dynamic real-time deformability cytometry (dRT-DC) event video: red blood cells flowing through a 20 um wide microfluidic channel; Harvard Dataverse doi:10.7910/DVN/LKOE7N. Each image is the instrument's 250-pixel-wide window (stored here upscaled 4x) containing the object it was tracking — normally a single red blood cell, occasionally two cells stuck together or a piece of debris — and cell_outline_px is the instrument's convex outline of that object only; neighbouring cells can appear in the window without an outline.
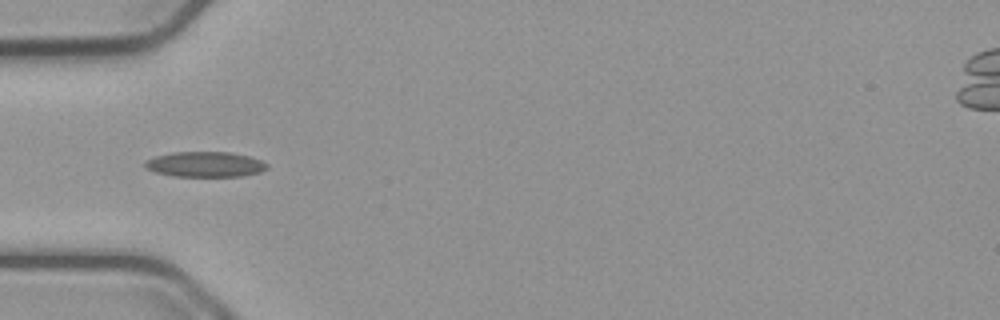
{"species": "common noctule bat (a hibernating species)", "species_latin": "Nyctalus noctula", "temperature_condition": "cold", "stored_images_in_passage": 11, "camera_frame_rate_fps": 3000, "um_per_image_px": 0.085, "animal": {"sex": "male", "body_mass_g": 23.1, "forearm_length_mm": 52.7}, "frame": {"image": 1, "passage_image": 4, "time_ms": 1.0, "image_size_px": [1000, 320], "cell_outline_px": [[268, 168], [260, 172], [244, 176], [172, 176], [156, 172], [144, 168], [144, 160], [156, 156], [172, 152], [232, 152], [248, 156], [260, 160], [268, 164]], "centroid_in_image_um": [17.42, 13.97], "position_along_channel_um": 67.6, "area_um2": 18.09}}
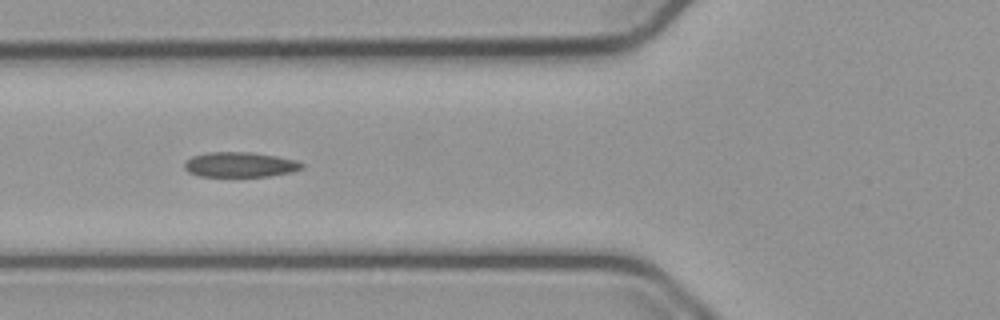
{"frame": {"image": 2, "passage_image": 7, "time_ms": 2.0, "image_size_px": [1000, 320], "cell_outline_px": [[304, 168], [292, 172], [268, 176], [200, 176], [188, 172], [184, 168], [184, 164], [192, 156], [208, 152], [252, 152], [276, 156], [296, 160], [304, 164]], "centroid_in_image_um": [20.42, 13.99], "position_along_channel_um": 105.4, "area_um2": 17.11}}